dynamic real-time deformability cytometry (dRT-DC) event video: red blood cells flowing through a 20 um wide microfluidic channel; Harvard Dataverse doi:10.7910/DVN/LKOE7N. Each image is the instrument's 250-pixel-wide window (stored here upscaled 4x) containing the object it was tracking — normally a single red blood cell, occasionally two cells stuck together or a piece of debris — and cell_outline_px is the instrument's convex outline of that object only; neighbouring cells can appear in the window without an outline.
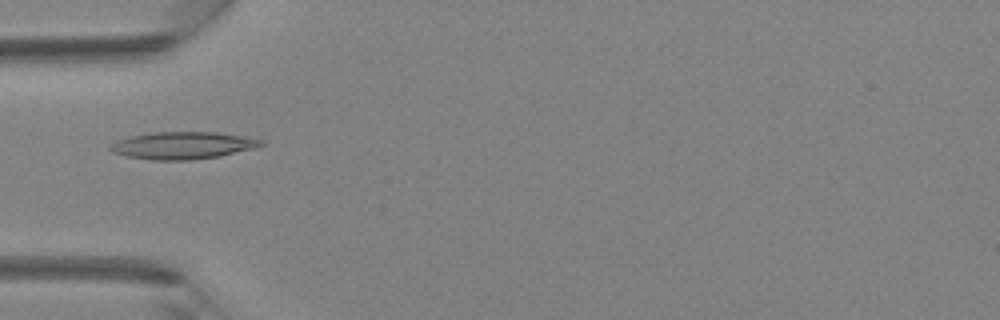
{"species": "Egyptian fruit bat (a non-hibernating species)", "species_latin": "Rousettus aegyptiacus", "temperature_condition": "room temperature", "stored_images_in_passage": 42, "camera_frame_rate_fps": 3000, "um_per_image_px": 0.085, "animal": {"sex": "female"}, "frame": {"image": 1, "passage_image": 14, "time_ms": 4.333, "image_size_px": [1000, 320], "cell_outline_px": [[264, 144], [256, 148], [220, 156], [192, 160], [152, 160], [128, 156], [112, 152], [108, 148], [108, 144], [116, 140], [132, 136], [152, 132], [212, 132], [244, 136], [264, 140]], "centroid_in_image_um": [15.53, 12.36], "position_along_channel_um": 69.5, "area_um2": 24.04}}
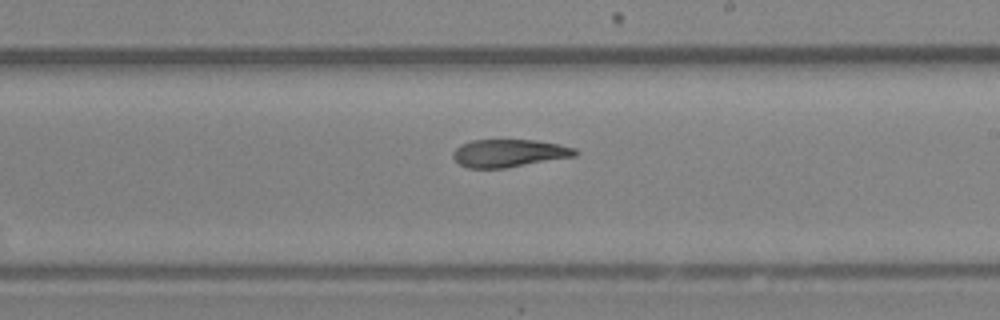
{"frame": {"image": 2, "passage_image": 25, "time_ms": 8.0, "image_size_px": [1000, 320], "cell_outline_px": [[580, 152], [576, 156], [504, 168], [468, 168], [460, 164], [452, 156], [452, 152], [460, 144], [472, 140], [536, 140], [560, 144], [576, 148]], "centroid_in_image_um": [43.29, 13.01], "position_along_channel_um": 245.7, "area_um2": 19.83}}
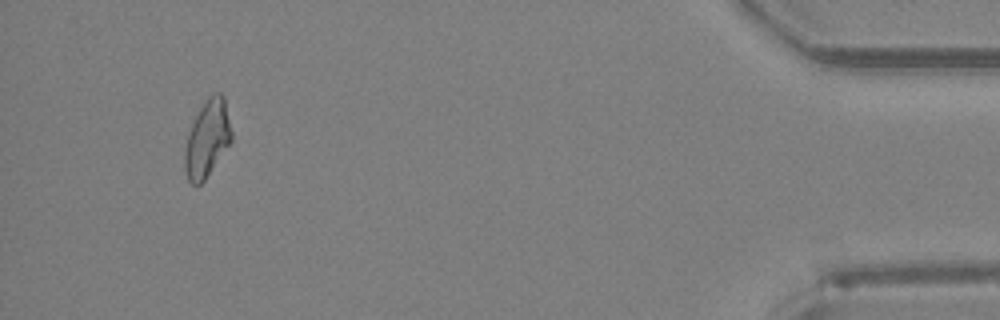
{"frame": {"image": 3, "passage_image": 40, "time_ms": 13.0, "image_size_px": [1000, 320], "cell_outline_px": [[232, 140], [204, 180], [200, 184], [192, 184], [188, 180], [184, 168], [184, 152], [188, 136], [192, 124], [200, 108], [208, 96], [212, 92], [220, 92], [224, 96], [232, 132]], "centroid_in_image_um": [17.62, 11.76], "position_along_channel_um": 417.6, "area_um2": 20.69}}